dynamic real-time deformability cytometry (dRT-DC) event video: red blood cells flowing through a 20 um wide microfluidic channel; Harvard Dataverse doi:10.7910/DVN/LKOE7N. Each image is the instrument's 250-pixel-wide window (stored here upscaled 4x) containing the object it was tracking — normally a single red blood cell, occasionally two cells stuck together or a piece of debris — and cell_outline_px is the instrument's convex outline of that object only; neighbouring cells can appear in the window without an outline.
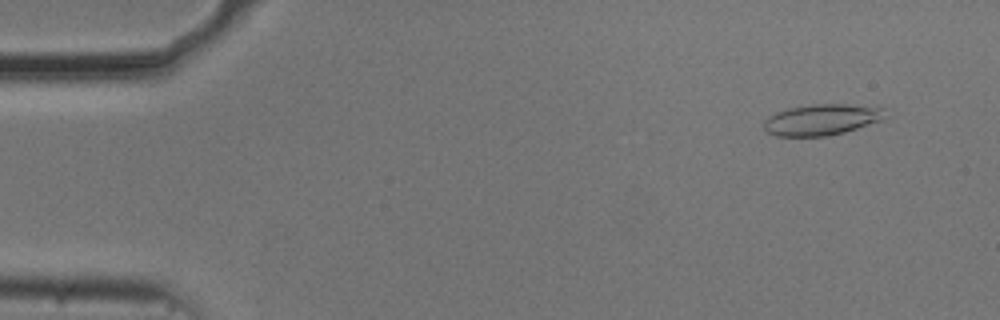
{"species": "common noctule bat (a hibernating species)", "species_latin": "Nyctalus noctula", "temperature_condition": "cold", "stored_images_in_passage": 54, "camera_frame_rate_fps": 3000, "um_per_image_px": 0.085, "animal": {"sex": "male", "body_mass_g": 20.5, "forearm_length_mm": 52.5}, "frame": {"image": 1, "passage_image": 4, "time_ms": 1.0, "image_size_px": [1000, 320], "cell_outline_px": [[892, 116], [884, 120], [844, 132], [824, 136], [776, 136], [768, 132], [764, 128], [764, 120], [768, 116], [776, 112], [788, 108], [816, 104], [844, 104], [884, 108]], "centroid_in_image_um": [69.91, 10.17], "position_along_channel_um": 15.1, "area_um2": 22.14}}
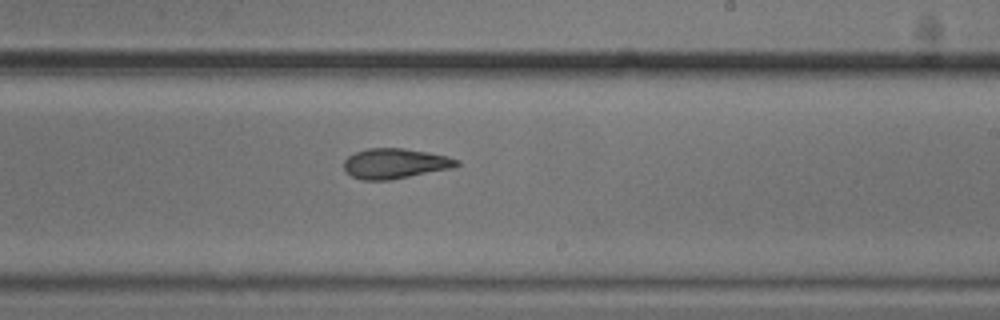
{"frame": {"image": 2, "passage_image": 32, "time_ms": 10.333, "image_size_px": [1000, 320], "cell_outline_px": [[460, 164], [456, 168], [388, 180], [360, 180], [352, 176], [344, 168], [344, 160], [348, 156], [356, 152], [368, 148], [404, 148], [428, 152], [448, 156], [460, 160]], "centroid_in_image_um": [33.63, 13.9], "position_along_channel_um": 255.4, "area_um2": 20.0}}
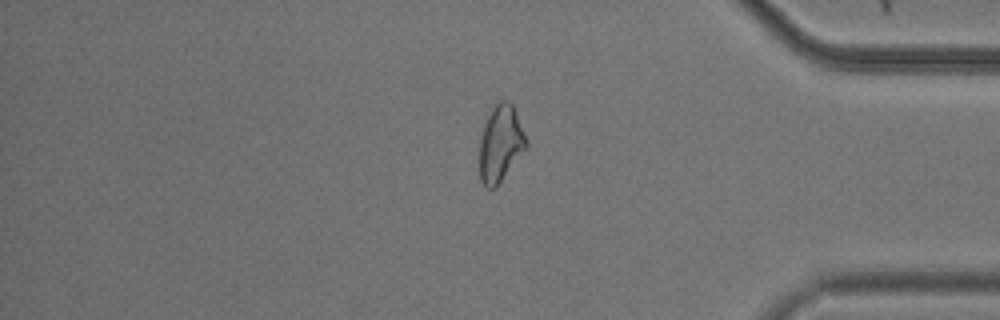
{"frame": {"image": 3, "passage_image": 45, "time_ms": 14.667, "image_size_px": [1000, 320], "cell_outline_px": [[528, 148], [496, 188], [488, 188], [480, 180], [480, 136], [484, 124], [492, 108], [500, 100], [508, 100], [512, 104], [528, 140]], "centroid_in_image_um": [42.57, 12.22], "position_along_channel_um": 392.6, "area_um2": 21.04}, "authors_computed_cell_mechanics": {"area_um2": 20.9525, "velocity_mm_per_s": 3.7059, "shape_relaxation_time_tau1_ms": 11.1868, "shape_relaxation_time_tau2_ms": 4.6001, "deformation_change_tau1": 0.2146, "deformation_change_tau2": 0.1318}}